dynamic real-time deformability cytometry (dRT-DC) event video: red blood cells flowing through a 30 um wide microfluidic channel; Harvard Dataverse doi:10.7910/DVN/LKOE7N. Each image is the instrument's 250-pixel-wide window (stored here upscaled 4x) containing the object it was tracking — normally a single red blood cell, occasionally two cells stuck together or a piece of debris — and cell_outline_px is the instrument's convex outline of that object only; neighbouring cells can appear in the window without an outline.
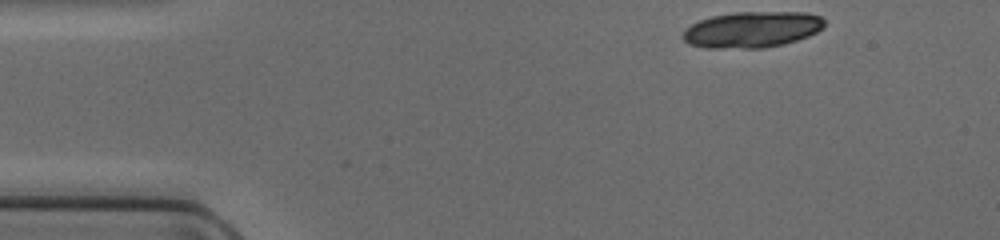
{"species": "common noctule bat (a hibernating species)", "species_latin": "Nyctalus noctula", "temperature_condition": "cold", "stored_images_in_passage": 14, "camera_frame_rate_fps": 3000, "um_per_image_px": 0.085, "animal": {"sex": "female", "body_mass_g": 17.0, "forearm_length_mm": 48.0}, "frame": {"image": 1, "passage_image": 1, "time_ms": 0.0, "image_size_px": [1000, 240], "cell_outline_px": [[824, 24], [816, 32], [808, 36], [784, 44], [764, 48], [708, 48], [688, 44], [680, 36], [684, 28], [700, 20], [712, 16], [732, 12], [804, 12], [820, 16], [824, 20]], "centroid_in_image_um": [63.87, 2.51], "position_along_channel_um": 21.1, "area_um2": 29.88}}